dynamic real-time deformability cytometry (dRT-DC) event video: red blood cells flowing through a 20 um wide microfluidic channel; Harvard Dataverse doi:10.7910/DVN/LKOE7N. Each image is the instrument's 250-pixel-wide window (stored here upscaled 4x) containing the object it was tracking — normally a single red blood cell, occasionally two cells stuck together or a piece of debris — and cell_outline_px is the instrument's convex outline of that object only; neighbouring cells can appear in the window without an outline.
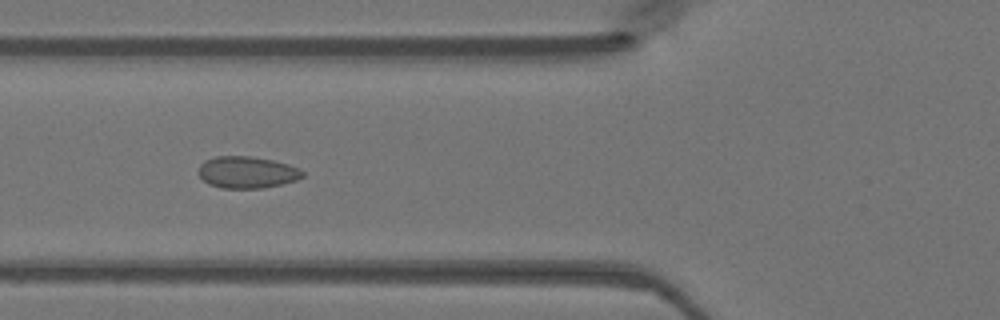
{"species": "Egyptian fruit bat (a non-hibernating species)", "species_latin": "Rousettus aegyptiacus", "temperature_condition": "warm", "stored_images_in_passage": 47, "camera_frame_rate_fps": 3000, "um_per_image_px": 0.085, "animal": {"sex": "female"}, "frame": {"image": 1, "passage_image": 17, "time_ms": 5.333, "image_size_px": [1000, 320], "cell_outline_px": [[304, 176], [296, 180], [264, 188], [224, 188], [208, 184], [196, 172], [200, 164], [204, 160], [216, 156], [248, 156], [272, 160], [288, 164], [300, 168], [304, 172]], "centroid_in_image_um": [20.97, 14.64], "position_along_channel_um": 104.8, "area_um2": 19.36}}
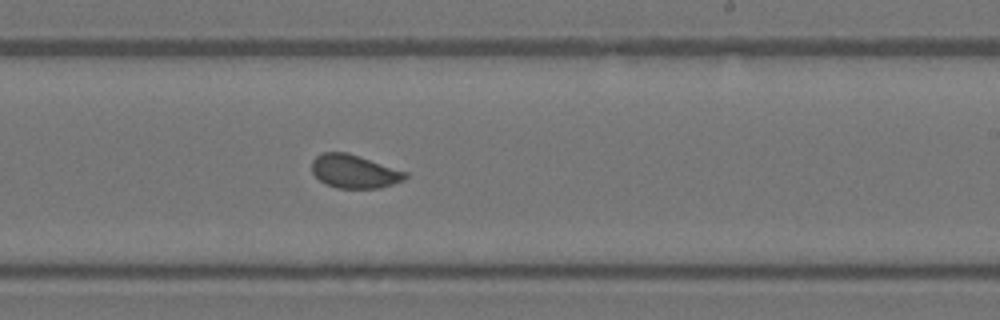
{"frame": {"image": 2, "passage_image": 28, "time_ms": 9.0, "image_size_px": [1000, 320], "cell_outline_px": [[408, 176], [404, 180], [380, 188], [336, 188], [324, 184], [312, 172], [312, 160], [316, 156], [324, 152], [348, 152], [408, 172]], "centroid_in_image_um": [30.12, 14.57], "position_along_channel_um": 258.9, "area_um2": 18.32}}
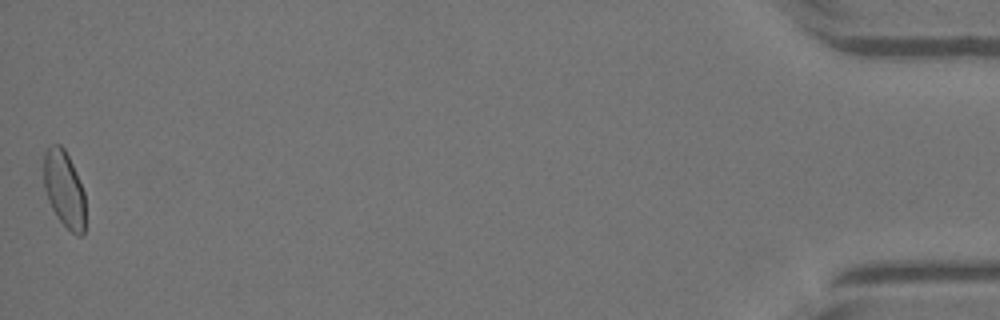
{"frame": {"image": 3, "passage_image": 47, "time_ms": 15.333, "image_size_px": [1000, 320], "cell_outline_px": [[84, 236], [76, 236], [60, 220], [52, 208], [48, 200], [44, 188], [44, 152], [52, 144], [60, 144], [64, 148], [72, 164], [84, 192]], "centroid_in_image_um": [5.45, 16.07], "position_along_channel_um": 429.8, "area_um2": 18.32}}